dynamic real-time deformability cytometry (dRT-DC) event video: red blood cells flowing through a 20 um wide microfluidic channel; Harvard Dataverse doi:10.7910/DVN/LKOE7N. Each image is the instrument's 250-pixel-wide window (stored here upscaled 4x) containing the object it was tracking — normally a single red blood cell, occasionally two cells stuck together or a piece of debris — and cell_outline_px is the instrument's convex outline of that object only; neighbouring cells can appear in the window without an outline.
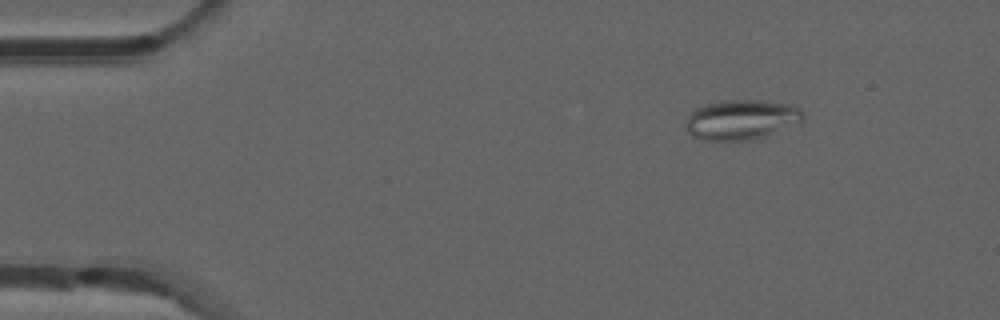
{"species": "common noctule bat (a hibernating species)", "species_latin": "Nyctalus noctula", "temperature_condition": "room temperature", "stored_images_in_passage": 47, "camera_frame_rate_fps": 3000, "um_per_image_px": 0.085, "animal": {"sex": "male", "forearm_length_mm": 52.5}, "frame": {"image": 1, "passage_image": 1, "time_ms": 0.0, "image_size_px": [1000, 320], "cell_outline_px": [[804, 120], [756, 140], [704, 140], [692, 136], [684, 128], [684, 124], [688, 116], [696, 108], [704, 104], [720, 100], [760, 100], [792, 104], [800, 108], [804, 112]], "centroid_in_image_um": [63.0, 10.16], "position_along_channel_um": 22.0, "area_um2": 27.63}}
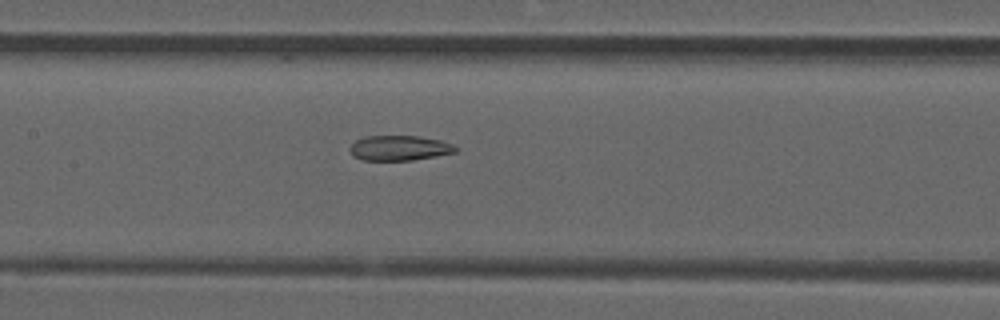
{"frame": {"image": 2, "passage_image": 19, "time_ms": 6.0, "image_size_px": [1000, 320], "cell_outline_px": [[460, 148], [456, 152], [436, 156], [412, 160], [364, 160], [352, 156], [348, 148], [356, 140], [364, 136], [420, 136], [440, 140], [452, 144]], "centroid_in_image_um": [33.95, 12.58], "position_along_channel_um": 173.5, "area_um2": 15.55}}
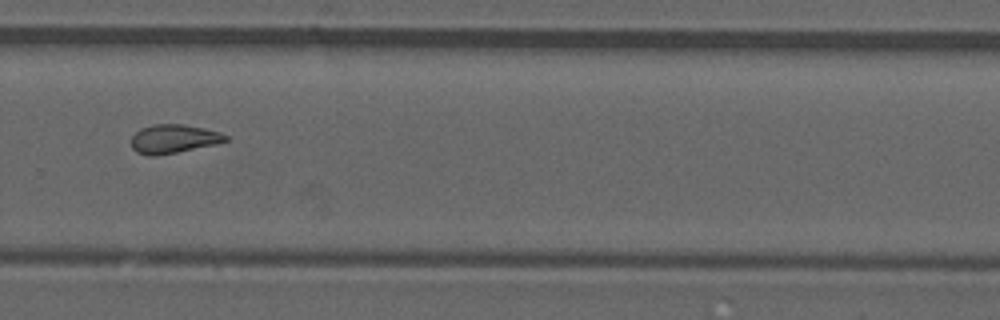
{"frame": {"image": 3, "passage_image": 30, "time_ms": 9.667, "image_size_px": [1000, 320], "cell_outline_px": [[228, 140], [216, 144], [156, 156], [148, 156], [136, 152], [132, 148], [132, 136], [140, 128], [152, 124], [184, 124], [204, 128], [220, 132], [228, 136]], "centroid_in_image_um": [14.74, 11.8], "position_along_channel_um": 315.1, "area_um2": 15.84}, "authors_computed_cell_mechanics": {"area_um2": 16.184, "velocity_mm_per_s": 3.8755, "shape_relaxation_time_tau1_ms": null, "shape_relaxation_time_tau2_ms": 4.159, "deformation_change_tau1": null, "deformation_change_tau2": 0.1176}}